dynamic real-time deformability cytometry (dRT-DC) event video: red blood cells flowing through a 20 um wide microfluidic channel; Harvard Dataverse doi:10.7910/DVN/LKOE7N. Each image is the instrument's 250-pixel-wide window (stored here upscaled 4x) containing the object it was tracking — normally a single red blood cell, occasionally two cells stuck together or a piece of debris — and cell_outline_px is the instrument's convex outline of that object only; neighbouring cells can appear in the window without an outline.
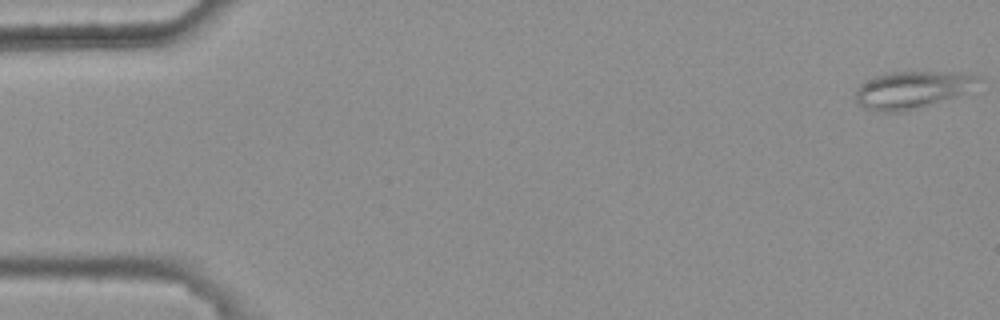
{"species": "common noctule bat (a hibernating species)", "species_latin": "Nyctalus noctula", "temperature_condition": "warm", "stored_images_in_passage": 6, "camera_frame_rate_fps": 3000, "um_per_image_px": 0.085, "animal": {"sex": "female", "body_mass_g": 25.1}, "frame": {"image": 1, "passage_image": 1, "time_ms": 0.0, "image_size_px": [1000, 320], "cell_outline_px": [[980, 80], [960, 92], [952, 96], [904, 112], [880, 112], [864, 108], [856, 100], [856, 88], [860, 84], [872, 76], [884, 72], [960, 72], [980, 76]], "centroid_in_image_um": [77.39, 7.61], "position_along_channel_um": 7.6, "area_um2": 26.01}}